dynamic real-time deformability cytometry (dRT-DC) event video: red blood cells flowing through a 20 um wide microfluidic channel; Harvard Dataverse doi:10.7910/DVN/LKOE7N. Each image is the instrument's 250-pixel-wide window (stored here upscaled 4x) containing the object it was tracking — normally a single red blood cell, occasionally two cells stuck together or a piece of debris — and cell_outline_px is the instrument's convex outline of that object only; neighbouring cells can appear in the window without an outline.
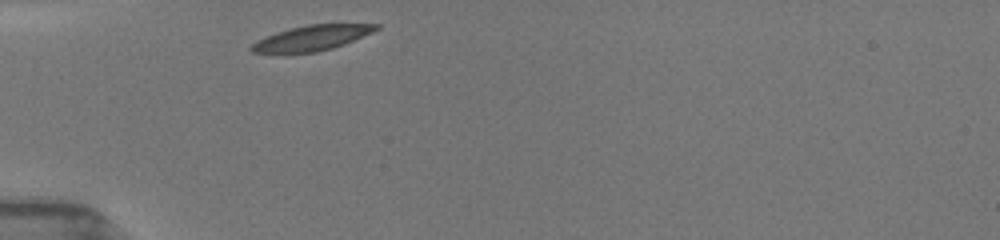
{"species": "common noctule bat (a hibernating species)", "species_latin": "Nyctalus noctula", "temperature_condition": "room temperature", "stored_images_in_passage": 14, "camera_frame_rate_fps": 3000, "um_per_image_px": 0.085, "animal": {"sex": "female", "body_mass_g": 19.5, "forearm_length_mm": 54.1}, "frame": {"image": 1, "passage_image": 1, "time_ms": 0.0, "image_size_px": [1000, 240], "cell_outline_px": [[380, 28], [372, 32], [344, 44], [332, 48], [316, 52], [284, 56], [252, 52], [248, 48], [252, 44], [276, 32], [308, 24], [380, 24]], "centroid_in_image_um": [26.43, 3.28], "position_along_channel_um": 58.6, "area_um2": 18.73}}
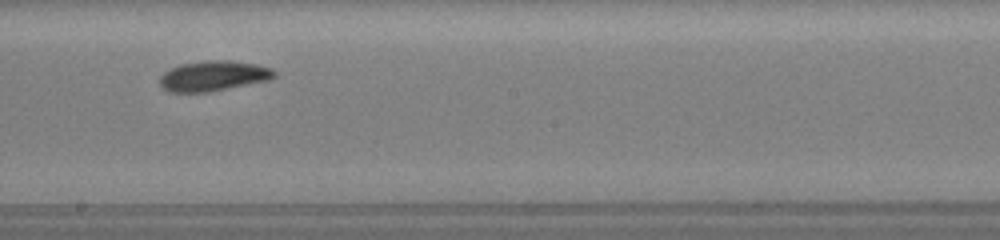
{"frame": {"image": 2, "passage_image": 7, "time_ms": 4.667, "image_size_px": [1000, 240], "cell_outline_px": [[276, 76], [268, 80], [208, 92], [168, 92], [160, 88], [160, 76], [164, 72], [180, 64], [204, 60], [228, 60], [256, 64], [272, 68], [276, 72]], "centroid_in_image_um": [18.11, 6.45], "position_along_channel_um": 230.1, "area_um2": 20.23}}
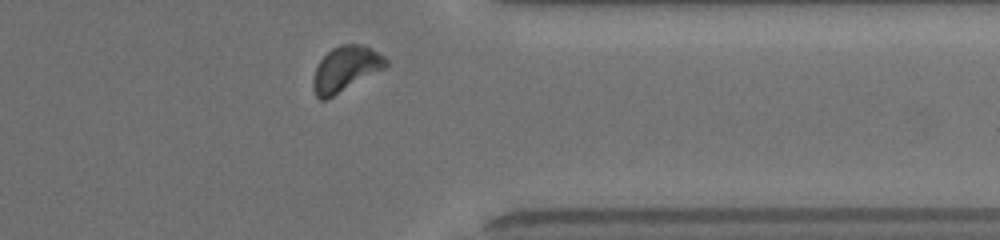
{"frame": {"image": 3, "passage_image": 12, "time_ms": 8.667, "image_size_px": [1000, 240], "cell_outline_px": [[388, 64], [384, 68], [332, 96], [324, 100], [320, 100], [316, 96], [312, 88], [312, 80], [316, 68], [320, 60], [332, 48], [340, 44], [364, 44], [384, 56], [388, 60]], "centroid_in_image_um": [29.36, 5.83], "position_along_channel_um": 382.0, "area_um2": 18.9}, "authors_computed_cell_mechanics": {"area_um2": 19.1029, "velocity_mm_per_s": 3.903, "shape_relaxation_time_tau1_ms": 1.0776, "shape_relaxation_time_tau2_ms": 2.6387, "deformation_change_tau1": 0.0772, "deformation_change_tau2": 0.0654}}